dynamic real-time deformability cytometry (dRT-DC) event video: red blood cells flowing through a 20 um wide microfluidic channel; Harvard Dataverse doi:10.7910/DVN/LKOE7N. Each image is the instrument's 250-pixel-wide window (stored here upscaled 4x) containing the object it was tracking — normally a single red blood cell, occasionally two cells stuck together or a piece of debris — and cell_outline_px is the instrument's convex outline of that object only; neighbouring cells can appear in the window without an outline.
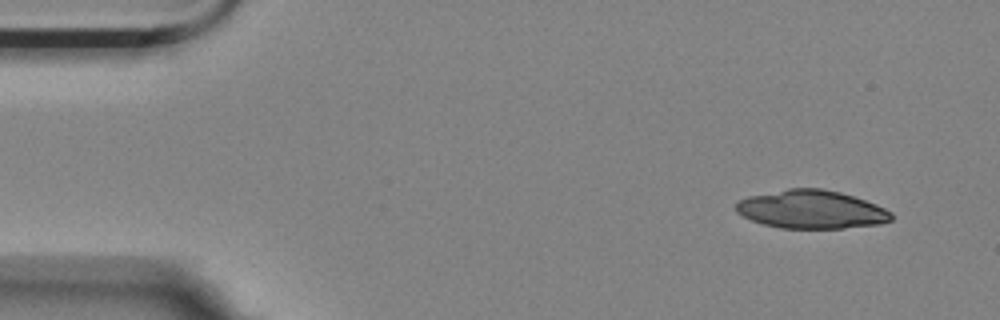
{"species": "Egyptian fruit bat (a non-hibernating species)", "species_latin": "Rousettus aegyptiacus", "temperature_condition": "room temperature", "stored_images_in_passage": 4, "camera_frame_rate_fps": 3000, "um_per_image_px": 0.085, "animal": {"sex": "female"}, "frame": {"image": 1, "passage_image": 1, "time_ms": 0.0, "image_size_px": [1000, 320], "cell_outline_px": [[892, 220], [880, 224], [844, 228], [780, 228], [764, 224], [752, 220], [736, 212], [736, 204], [740, 200], [748, 196], [788, 188], [820, 188], [840, 192], [876, 204], [892, 212]], "centroid_in_image_um": [68.97, 17.8], "position_along_channel_um": 16.0, "area_um2": 34.56}}